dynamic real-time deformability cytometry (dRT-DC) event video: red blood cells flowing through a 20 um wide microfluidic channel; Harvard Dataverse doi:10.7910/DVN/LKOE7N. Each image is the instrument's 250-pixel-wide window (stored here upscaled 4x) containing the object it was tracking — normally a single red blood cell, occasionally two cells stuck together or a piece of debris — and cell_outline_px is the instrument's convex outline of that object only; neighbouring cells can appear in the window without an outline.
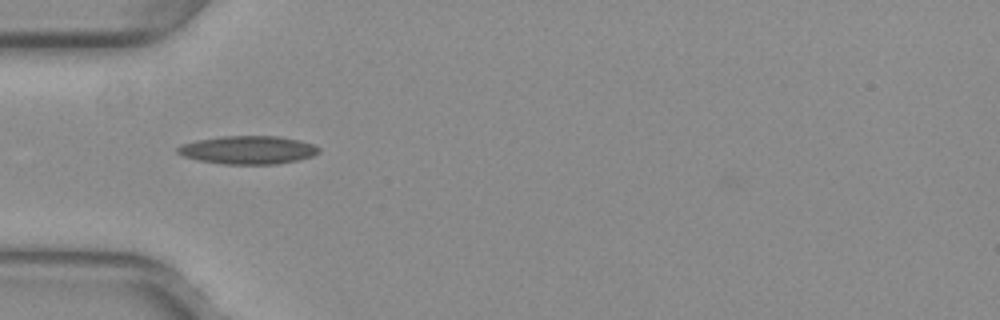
{"species": "common noctule bat (a hibernating species)", "species_latin": "Nyctalus noctula", "temperature_condition": "warm", "stored_images_in_passage": 36, "camera_frame_rate_fps": 3000, "um_per_image_px": 0.085, "animal": {"sex": "female", "body_mass_g": 29.2, "forearm_length_mm": 56.3}, "frame": {"image": 1, "passage_image": 1, "time_ms": 0.0, "image_size_px": [1000, 320], "cell_outline_px": [[320, 152], [312, 156], [296, 160], [276, 164], [224, 164], [200, 160], [184, 156], [176, 152], [176, 148], [180, 144], [196, 140], [220, 136], [280, 136], [300, 140], [312, 144], [320, 148]], "centroid_in_image_um": [21.07, 12.73], "position_along_channel_um": 63.9, "area_um2": 23.24}}
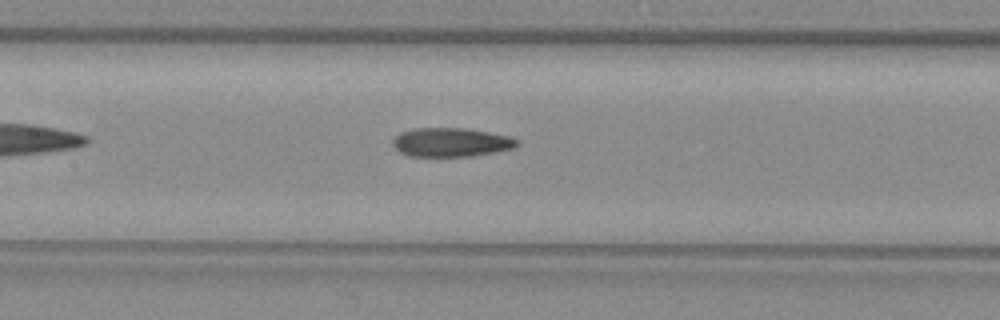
{"frame": {"image": 2, "passage_image": 9, "time_ms": 2.667, "image_size_px": [1000, 320], "cell_outline_px": [[520, 144], [512, 148], [492, 152], [468, 156], [408, 156], [400, 152], [392, 144], [392, 140], [400, 132], [416, 128], [464, 128], [488, 132], [508, 136], [520, 140]], "centroid_in_image_um": [38.32, 12.09], "position_along_channel_um": 169.1, "area_um2": 20.75}}
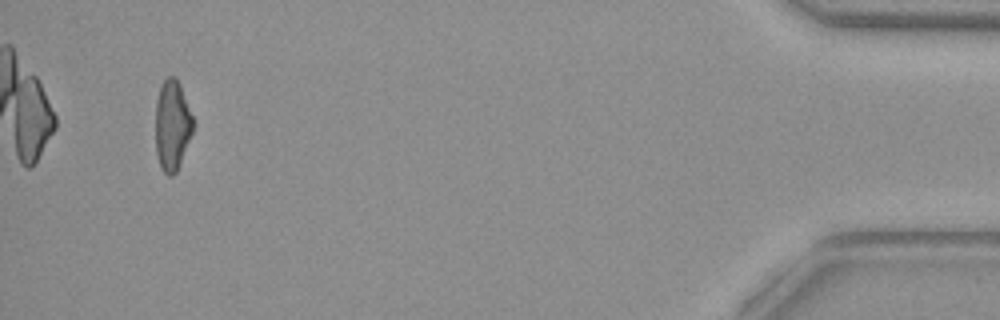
{"frame": {"image": 3, "passage_image": 34, "time_ms": 11.0, "image_size_px": [1000, 320], "cell_outline_px": [[192, 132], [176, 172], [172, 176], [168, 176], [160, 168], [156, 152], [156, 100], [160, 88], [164, 80], [168, 76], [176, 76], [180, 84], [192, 116]], "centroid_in_image_um": [14.61, 10.64], "position_along_channel_um": 420.6, "area_um2": 19.48}, "authors_computed_cell_mechanics": {"area_um2": 20.6924, "velocity_mm_per_s": 3.9764, "shape_relaxation_time_tau1_ms": null, "shape_relaxation_time_tau2_ms": 2.9518, "deformation_change_tau1": null, "deformation_change_tau2": 0.1279}}